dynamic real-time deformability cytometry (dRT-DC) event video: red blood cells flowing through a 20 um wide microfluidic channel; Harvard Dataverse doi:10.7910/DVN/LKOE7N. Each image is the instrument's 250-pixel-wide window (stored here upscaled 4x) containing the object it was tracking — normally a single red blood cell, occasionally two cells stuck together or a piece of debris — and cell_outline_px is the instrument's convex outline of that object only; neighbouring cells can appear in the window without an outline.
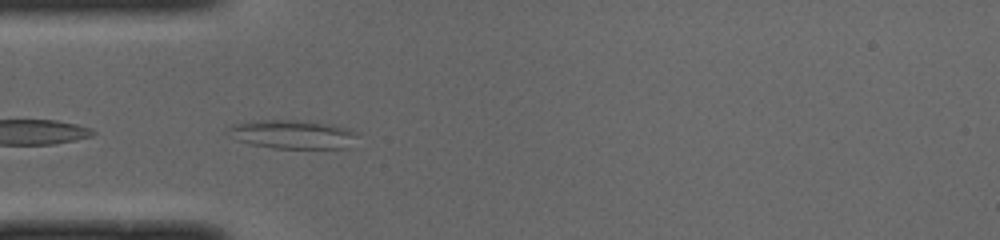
{"species": "common noctule bat (a hibernating species)", "species_latin": "Nyctalus noctula", "temperature_condition": "cold", "stored_images_in_passage": 9, "camera_frame_rate_fps": 3000, "um_per_image_px": 0.085, "animal": {"sex": "male", "body_mass_g": 19.0, "forearm_length_mm": 50.8}, "frame": {"image": 1, "passage_image": 7, "time_ms": 2.0, "image_size_px": [1000, 240], "cell_outline_px": [[356, 136], [352, 148], [272, 148], [252, 144], [236, 140], [224, 132], [224, 128], [232, 124], [252, 120], [304, 120], [332, 124], [348, 128], [356, 132]], "centroid_in_image_um": [24.82, 11.41], "position_along_channel_um": 60.2, "area_um2": 22.2}}